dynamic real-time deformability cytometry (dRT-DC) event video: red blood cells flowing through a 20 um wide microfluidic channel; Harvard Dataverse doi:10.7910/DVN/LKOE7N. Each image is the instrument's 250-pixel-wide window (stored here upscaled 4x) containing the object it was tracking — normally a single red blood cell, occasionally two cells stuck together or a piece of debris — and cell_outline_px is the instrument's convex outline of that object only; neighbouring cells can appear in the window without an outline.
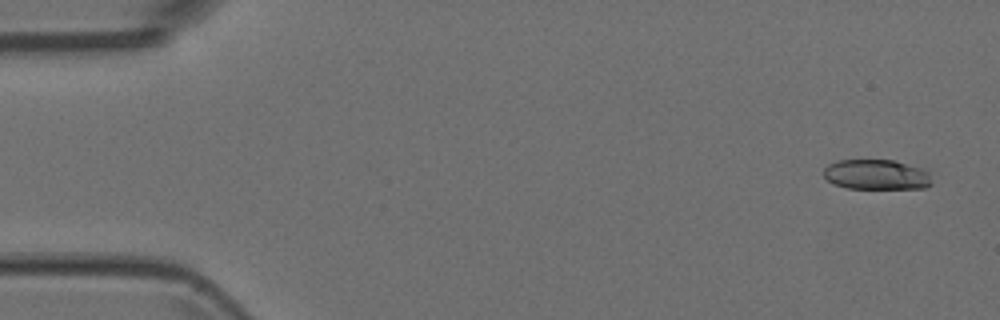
{"species": "Egyptian fruit bat (a non-hibernating species)", "species_latin": "Rousettus aegyptiacus", "temperature_condition": "room temperature", "stored_images_in_passage": 4, "camera_frame_rate_fps": 3000, "um_per_image_px": 0.085, "animal": {"sex": "female"}, "frame": {"image": 1, "passage_image": 1, "time_ms": 0.0, "image_size_px": [1000, 320], "cell_outline_px": [[932, 184], [924, 188], [848, 188], [832, 184], [824, 176], [824, 168], [828, 164], [836, 160], [892, 160], [924, 168], [928, 172]], "centroid_in_image_um": [74.49, 14.83], "position_along_channel_um": 10.5, "area_um2": 19.02}}
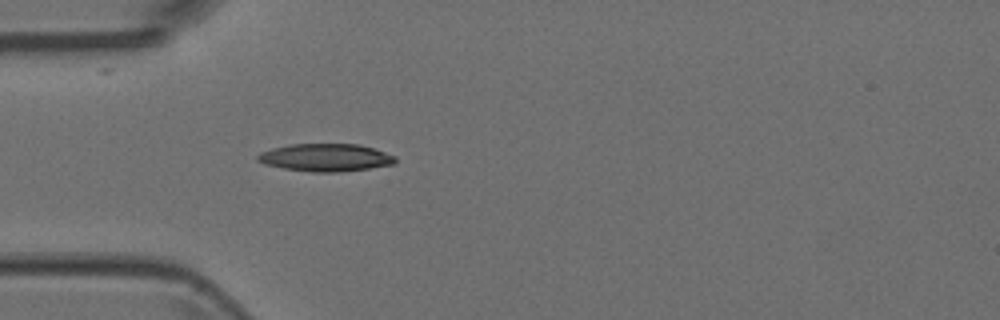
{"frame": {"image": 2, "passage_image": 4, "time_ms": 1.0, "image_size_px": [1000, 320], "cell_outline_px": [[396, 164], [340, 172], [312, 172], [284, 168], [264, 164], [256, 160], [256, 156], [260, 152], [272, 148], [292, 144], [360, 144], [396, 156]], "centroid_in_image_um": [27.67, 13.39], "position_along_channel_um": 57.3, "area_um2": 22.2}}